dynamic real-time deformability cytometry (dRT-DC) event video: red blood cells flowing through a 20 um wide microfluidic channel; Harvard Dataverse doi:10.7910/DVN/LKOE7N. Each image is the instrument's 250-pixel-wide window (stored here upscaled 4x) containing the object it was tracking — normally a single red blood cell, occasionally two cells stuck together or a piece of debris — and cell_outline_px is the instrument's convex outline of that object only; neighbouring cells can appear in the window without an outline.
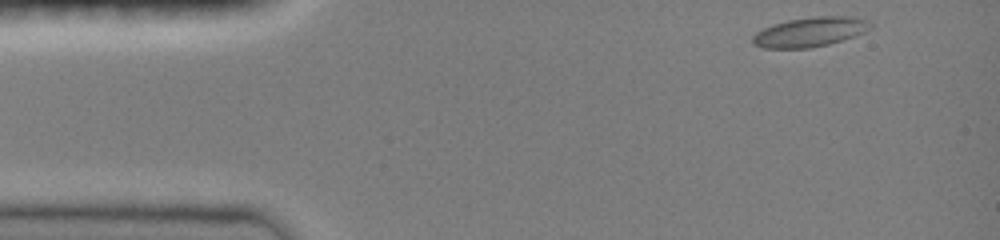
{"species": "common noctule bat (a hibernating species)", "species_latin": "Nyctalus noctula", "temperature_condition": "room temperature", "stored_images_in_passage": 9, "camera_frame_rate_fps": 3000, "um_per_image_px": 0.085, "animal": {"sex": "female", "body_mass_g": 19.0, "forearm_length_mm": 51.5}, "frame": {"image": 1, "passage_image": 1, "time_ms": 0.0, "image_size_px": [1000, 240], "cell_outline_px": [[872, 28], [856, 36], [828, 44], [808, 48], [764, 48], [752, 44], [752, 36], [756, 32], [772, 24], [788, 20], [816, 16], [852, 16], [868, 20], [872, 24]], "centroid_in_image_um": [68.86, 2.71], "position_along_channel_um": 16.1, "area_um2": 20.4}}
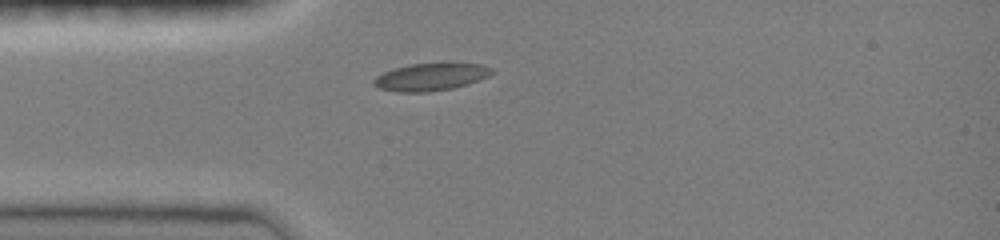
{"frame": {"image": 2, "passage_image": 8, "time_ms": 2.333, "image_size_px": [1000, 240], "cell_outline_px": [[496, 72], [488, 76], [468, 84], [452, 88], [424, 92], [396, 92], [380, 88], [372, 84], [372, 80], [376, 76], [384, 72], [408, 64], [444, 60], [448, 60], [480, 64], [492, 68]], "centroid_in_image_um": [36.66, 6.48], "position_along_channel_um": 48.3, "area_um2": 19.71}}